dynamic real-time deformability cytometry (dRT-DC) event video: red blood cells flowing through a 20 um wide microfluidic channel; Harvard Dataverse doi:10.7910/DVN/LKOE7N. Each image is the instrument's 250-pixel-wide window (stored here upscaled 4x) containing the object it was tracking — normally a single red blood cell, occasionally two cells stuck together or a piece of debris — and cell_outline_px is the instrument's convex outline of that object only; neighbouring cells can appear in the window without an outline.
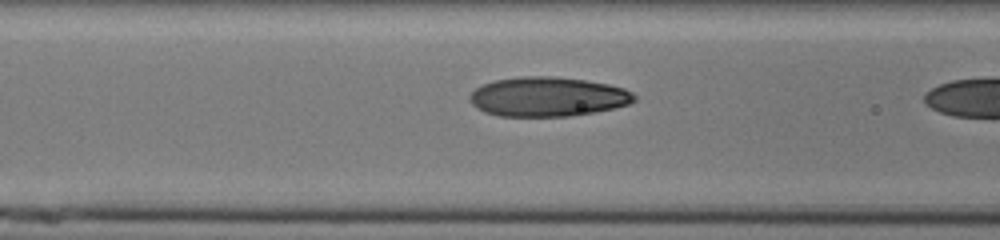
{"species": "human", "species_latin": "Homo sapiens", "temperature_condition": "cold", "stored_images_in_passage": 21, "camera_frame_rate_fps": 3000, "um_per_image_px": 0.085, "donor": {"sex": "male"}, "frame": {"image": 1, "passage_image": 20, "time_ms": 6.333, "image_size_px": [1000, 240], "cell_outline_px": [[636, 100], [628, 104], [612, 108], [592, 112], [568, 116], [500, 116], [484, 112], [476, 108], [468, 100], [468, 96], [476, 88], [484, 84], [496, 80], [524, 76], [552, 76], [584, 80], [608, 84], [624, 88], [632, 92], [636, 96]], "centroid_in_image_um": [46.53, 8.22], "position_along_channel_um": 120.1, "area_um2": 37.69}}